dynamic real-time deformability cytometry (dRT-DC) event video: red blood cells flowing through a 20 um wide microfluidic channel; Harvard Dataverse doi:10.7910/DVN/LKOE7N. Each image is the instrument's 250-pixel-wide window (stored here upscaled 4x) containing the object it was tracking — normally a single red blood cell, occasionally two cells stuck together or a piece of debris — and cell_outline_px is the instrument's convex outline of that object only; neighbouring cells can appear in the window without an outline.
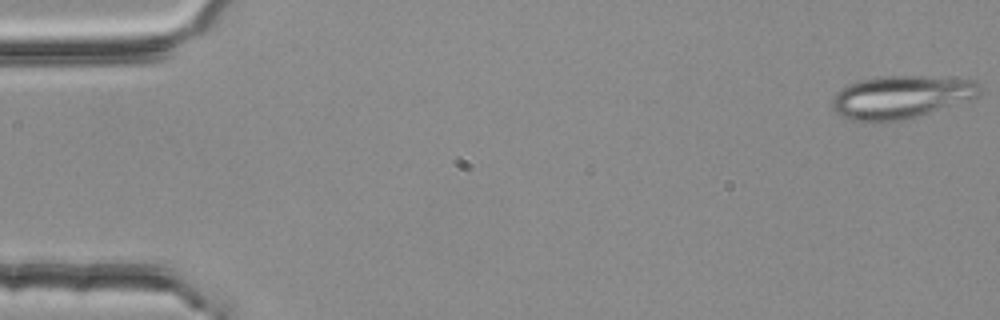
{"species": "common noctule bat (a hibernating species)", "species_latin": "Nyctalus noctula", "temperature_condition": "room temperature", "stored_images_in_passage": 54, "camera_frame_rate_fps": 3000, "um_per_image_px": 0.085, "animal": {"sex": "female", "body_mass_g": 25.1}, "frame": {"image": 1, "passage_image": 1, "time_ms": 0.0, "image_size_px": [1000, 320], "cell_outline_px": [[984, 88], [980, 96], [916, 116], [900, 120], [852, 120], [840, 116], [832, 108], [832, 96], [836, 92], [848, 84], [860, 80], [880, 76], [920, 76], [976, 80]], "centroid_in_image_um": [76.6, 8.22], "position_along_channel_um": 8.4, "area_um2": 36.53}}
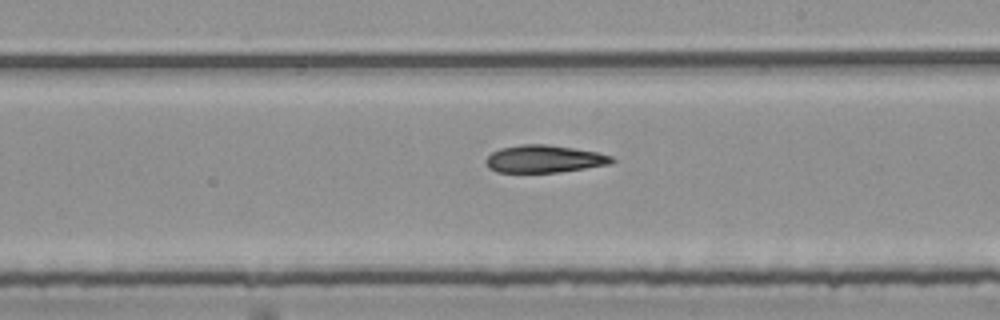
{"frame": {"image": 2, "passage_image": 31, "time_ms": 10.0, "image_size_px": [1000, 320], "cell_outline_px": [[616, 160], [612, 164], [556, 172], [496, 172], [488, 168], [484, 160], [492, 152], [500, 148], [520, 144], [544, 144], [572, 148], [596, 152], [612, 156]], "centroid_in_image_um": [46.23, 13.51], "position_along_channel_um": 242.8, "area_um2": 20.11}}
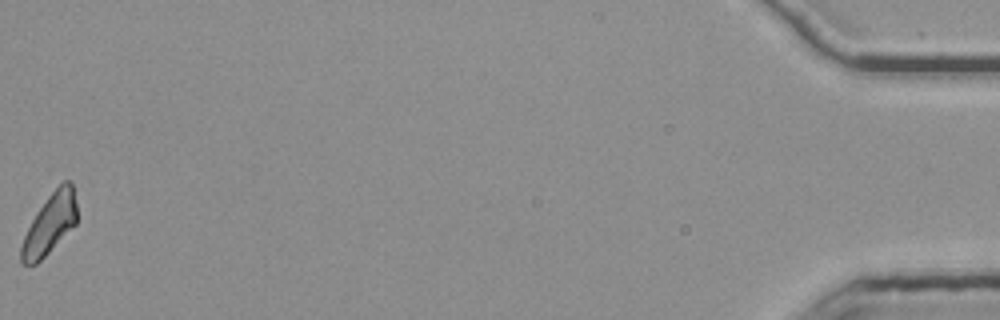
{"frame": {"image": 3, "passage_image": 54, "time_ms": 17.667, "image_size_px": [1000, 320], "cell_outline_px": [[76, 224], [36, 264], [24, 264], [20, 260], [20, 248], [24, 236], [36, 212], [48, 196], [64, 180], [68, 180], [72, 184], [76, 200]], "centroid_in_image_um": [4.23, 19.03], "position_along_channel_um": 431.0, "area_um2": 19.13}}